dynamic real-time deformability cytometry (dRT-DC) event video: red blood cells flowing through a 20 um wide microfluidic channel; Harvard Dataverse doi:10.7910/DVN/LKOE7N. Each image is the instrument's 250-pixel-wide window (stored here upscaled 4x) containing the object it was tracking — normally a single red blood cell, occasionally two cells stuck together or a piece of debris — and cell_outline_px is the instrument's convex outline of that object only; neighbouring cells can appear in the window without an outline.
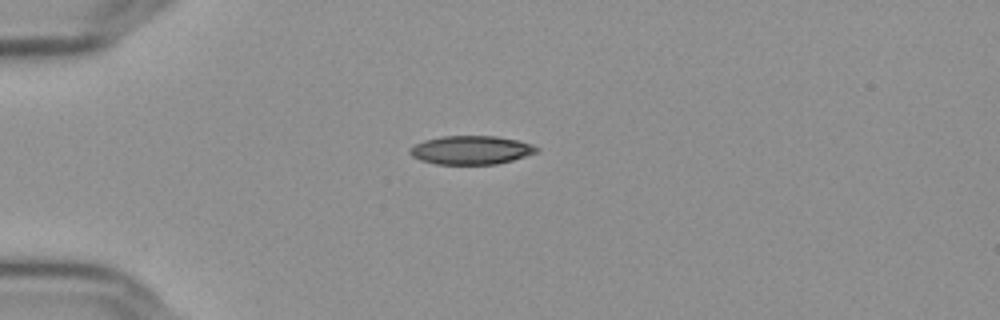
{"species": "Egyptian fruit bat (a non-hibernating species)", "species_latin": "Rousettus aegyptiacus", "temperature_condition": "cold", "stored_images_in_passage": 42, "camera_frame_rate_fps": 3000, "um_per_image_px": 0.085, "frame": {"image": 1, "passage_image": 1, "time_ms": 0.0, "image_size_px": [1000, 320], "cell_outline_px": [[540, 152], [512, 160], [496, 164], [436, 164], [420, 160], [412, 156], [408, 152], [408, 148], [424, 140], [440, 136], [496, 136], [520, 140], [532, 144], [540, 148]], "centroid_in_image_um": [40.06, 12.75], "position_along_channel_um": 44.9, "area_um2": 21.39}}
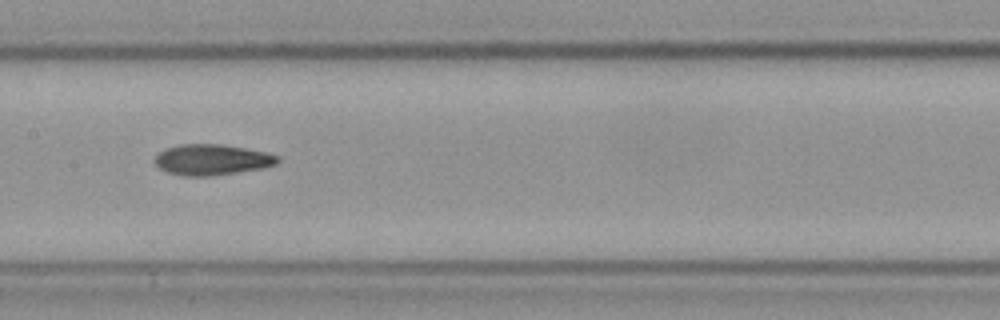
{"frame": {"image": 2, "passage_image": 15, "time_ms": 4.667, "image_size_px": [1000, 320], "cell_outline_px": [[280, 160], [276, 164], [264, 168], [236, 172], [204, 176], [184, 176], [168, 172], [160, 168], [152, 160], [164, 148], [180, 144], [220, 144], [268, 152], [280, 156]], "centroid_in_image_um": [18.02, 13.56], "position_along_channel_um": 189.4, "area_um2": 22.02}}
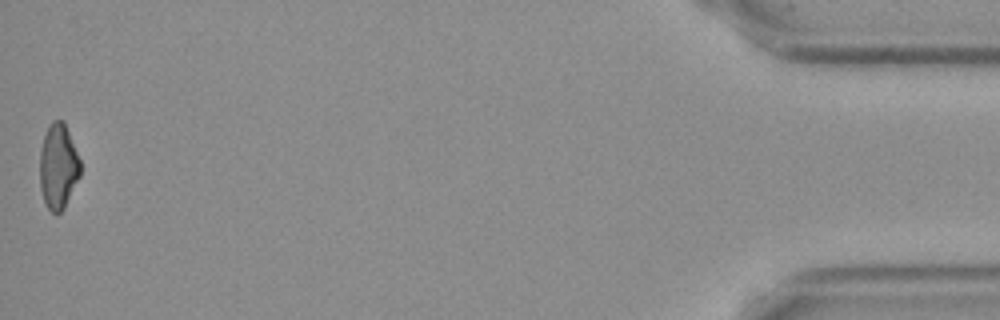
{"frame": {"image": 3, "passage_image": 42, "time_ms": 13.667, "image_size_px": [1000, 320], "cell_outline_px": [[80, 176], [64, 208], [60, 212], [52, 212], [48, 208], [44, 200], [40, 188], [40, 152], [44, 136], [48, 124], [52, 120], [64, 120], [80, 160]], "centroid_in_image_um": [4.95, 14.11], "position_along_channel_um": 430.3, "area_um2": 20.06}, "authors_computed_cell_mechanics": {"area_um2": 21.8484, "velocity_mm_per_s": 3.6499, "shape_relaxation_time_tau1_ms": 8.03, "shape_relaxation_time_tau2_ms": 3.861, "deformation_change_tau1": 0.1945, "deformation_change_tau2": 0.0991}}